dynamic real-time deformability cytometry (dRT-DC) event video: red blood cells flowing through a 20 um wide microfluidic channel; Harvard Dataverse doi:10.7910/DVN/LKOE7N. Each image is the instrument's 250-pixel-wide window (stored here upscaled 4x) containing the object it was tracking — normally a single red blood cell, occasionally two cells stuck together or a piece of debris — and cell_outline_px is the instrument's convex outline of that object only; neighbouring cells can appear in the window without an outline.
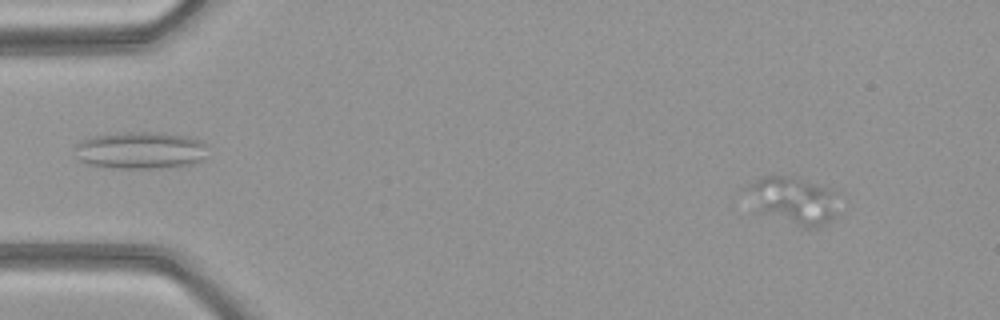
{"species": "common noctule bat (a hibernating species)", "species_latin": "Nyctalus noctula", "temperature_condition": "warm", "stored_images_in_passage": 49, "camera_frame_rate_fps": 3000, "um_per_image_px": 0.085, "animal": {"sex": "female", "body_mass_g": 21.9}, "frame": {"image": 1, "passage_image": 5, "time_ms": 1.333, "image_size_px": [1000, 320], "cell_outline_px": [[836, 192], [832, 216], [824, 224], [816, 228], [804, 228], [764, 212], [760, 208], [748, 188], [760, 176], [796, 176], [832, 188]], "centroid_in_image_um": [67.54, 16.98], "position_along_channel_um": 17.5, "area_um2": 23.87}}
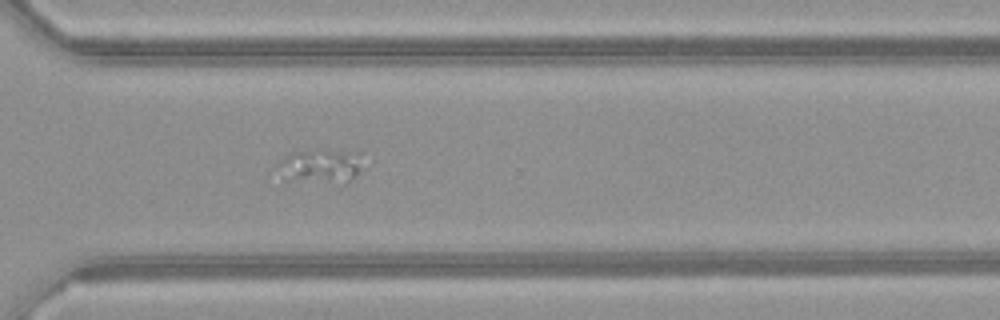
{"frame": {"image": 2, "passage_image": 36, "time_ms": 11.667, "image_size_px": [1000, 320], "cell_outline_px": [[360, 152], [356, 172], [348, 184], [344, 184], [292, 176], [284, 160], [292, 152]], "centroid_in_image_um": [27.52, 14.09], "position_along_channel_um": 343.1, "area_um2": 13.93}}
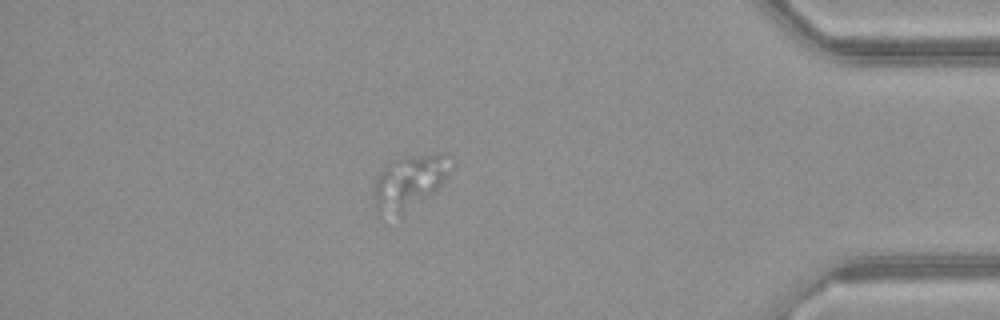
{"frame": {"image": 3, "passage_image": 43, "time_ms": 14.0, "image_size_px": [1000, 320], "cell_outline_px": [[444, 180], [436, 192], [400, 216], [376, 212], [376, 180], [380, 172], [388, 164], [412, 156], [440, 152], [444, 172]], "centroid_in_image_um": [34.71, 15.56], "position_along_channel_um": 400.5, "area_um2": 22.54}}